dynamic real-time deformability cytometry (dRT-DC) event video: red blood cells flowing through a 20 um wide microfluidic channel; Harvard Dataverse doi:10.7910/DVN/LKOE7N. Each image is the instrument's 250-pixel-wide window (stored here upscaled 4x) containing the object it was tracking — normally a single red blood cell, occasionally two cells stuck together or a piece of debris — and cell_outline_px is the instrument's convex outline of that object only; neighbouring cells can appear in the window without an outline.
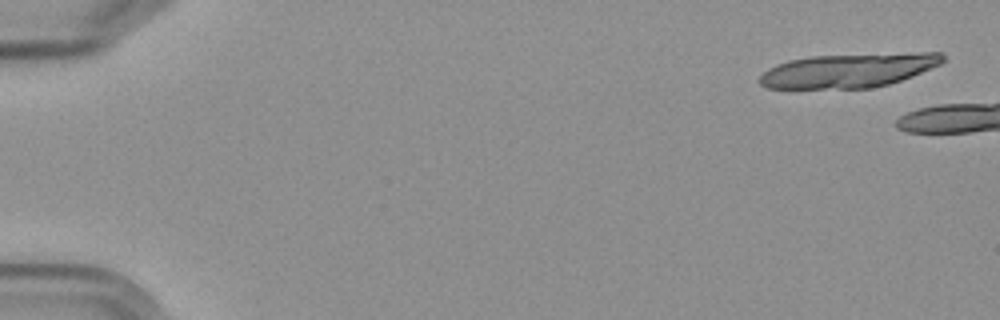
{"species": "Egyptian fruit bat (a non-hibernating species)", "species_latin": "Rousettus aegyptiacus", "temperature_condition": "cold", "stored_images_in_passage": 4, "camera_frame_rate_fps": 3000, "um_per_image_px": 0.085, "frame": {"image": 1, "passage_image": 1, "time_ms": 0.0, "image_size_px": [1000, 320], "cell_outline_px": [[944, 60], [940, 64], [912, 76], [888, 84], [872, 88], [768, 88], [760, 84], [756, 80], [768, 68], [776, 64], [788, 60], [812, 56], [920, 52], [944, 52]], "centroid_in_image_um": [72.12, 5.98], "position_along_channel_um": 12.9, "area_um2": 36.41}}